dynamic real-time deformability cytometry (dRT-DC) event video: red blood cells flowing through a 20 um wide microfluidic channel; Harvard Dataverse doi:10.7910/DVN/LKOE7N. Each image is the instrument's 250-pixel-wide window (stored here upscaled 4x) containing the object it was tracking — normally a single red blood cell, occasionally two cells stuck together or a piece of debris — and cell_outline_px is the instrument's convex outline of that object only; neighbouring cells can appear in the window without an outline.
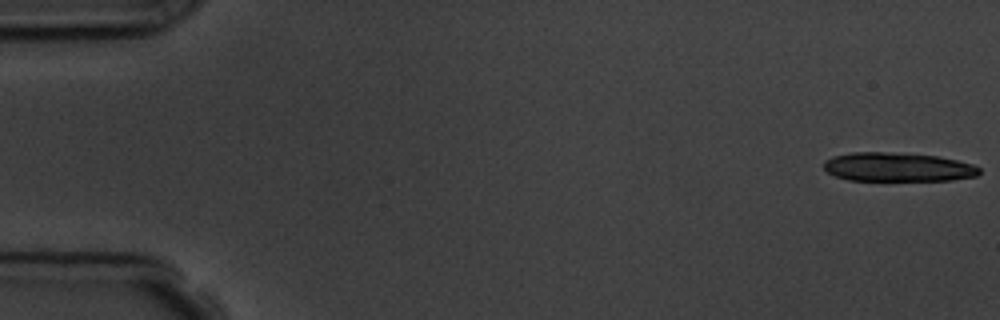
{"species": "common noctule bat (a hibernating species)", "species_latin": "Nyctalus noctula", "temperature_condition": "room temperature", "stored_images_in_passage": 6, "camera_frame_rate_fps": 3000, "um_per_image_px": 0.085, "animal": {"sex": "male", "body_mass_g": 19.5, "forearm_length_mm": 54.6}, "frame": {"image": 1, "passage_image": 1, "time_ms": 0.0, "image_size_px": [1000, 320], "cell_outline_px": [[980, 172], [976, 176], [952, 180], [848, 180], [836, 176], [828, 172], [824, 168], [824, 160], [832, 156], [852, 152], [884, 152], [936, 156], [956, 160], [972, 164], [980, 168]], "centroid_in_image_um": [76.28, 14.2], "position_along_channel_um": 8.7, "area_um2": 26.01}}
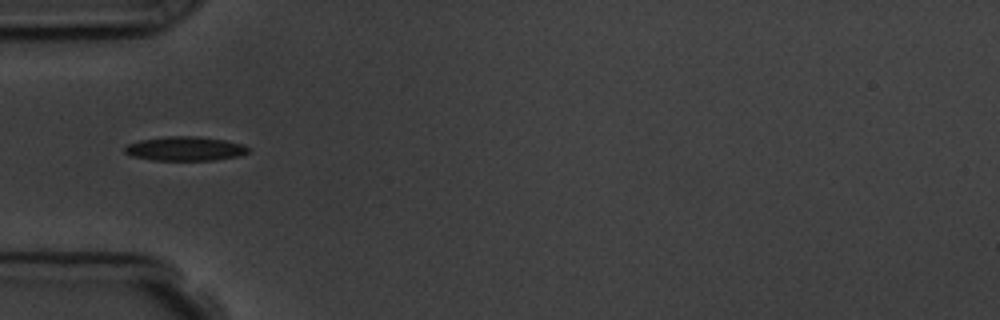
{"frame": {"image": 2, "passage_image": 6, "time_ms": 5.667, "image_size_px": [1000, 320], "cell_outline_px": [[248, 152], [240, 156], [216, 160], [152, 160], [132, 156], [124, 152], [124, 148], [128, 144], [140, 140], [168, 136], [196, 136], [224, 140], [240, 144], [248, 148]], "centroid_in_image_um": [15.71, 12.64], "position_along_channel_um": 69.3, "area_um2": 17.28}}